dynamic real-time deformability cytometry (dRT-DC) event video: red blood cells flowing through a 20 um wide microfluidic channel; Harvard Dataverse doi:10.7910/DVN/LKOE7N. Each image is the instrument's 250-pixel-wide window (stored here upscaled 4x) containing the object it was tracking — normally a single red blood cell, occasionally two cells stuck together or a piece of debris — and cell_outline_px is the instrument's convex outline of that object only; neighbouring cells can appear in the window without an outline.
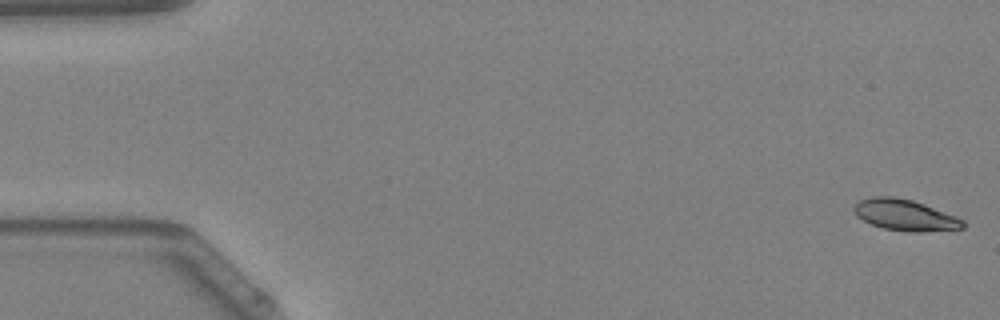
{"species": "Egyptian fruit bat (a non-hibernating species)", "species_latin": "Rousettus aegyptiacus", "temperature_condition": "warm", "stored_images_in_passage": 48, "camera_frame_rate_fps": 3000, "um_per_image_px": 0.085, "animal": {"sex": "female"}, "frame": {"image": 1, "passage_image": 1, "time_ms": 0.0, "image_size_px": [1000, 320], "cell_outline_px": [[964, 228], [956, 232], [912, 232], [884, 228], [872, 224], [856, 216], [852, 212], [852, 208], [860, 200], [872, 196], [896, 196], [912, 200], [956, 216], [964, 220]], "centroid_in_image_um": [76.99, 18.3], "position_along_channel_um": 8.0, "area_um2": 20.23}}
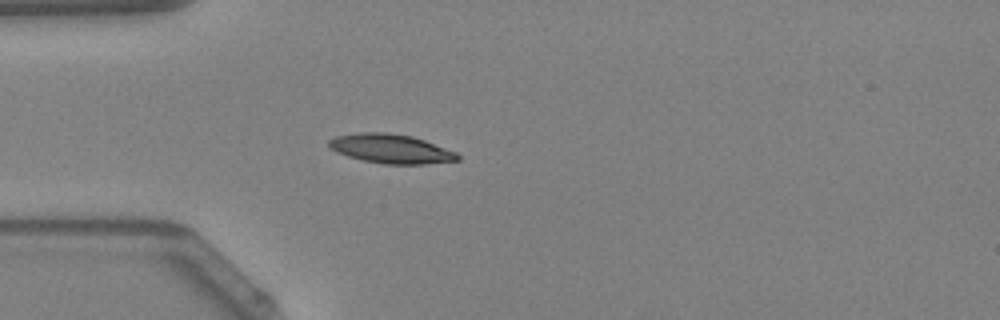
{"frame": {"image": 2, "passage_image": 14, "time_ms": 4.333, "image_size_px": [1000, 320], "cell_outline_px": [[460, 160], [424, 164], [384, 164], [364, 160], [348, 156], [336, 152], [328, 148], [328, 140], [336, 136], [360, 132], [388, 132], [412, 136], [424, 140], [456, 152], [460, 156]], "centroid_in_image_um": [33.21, 12.64], "position_along_channel_um": 51.8, "area_um2": 21.91}}
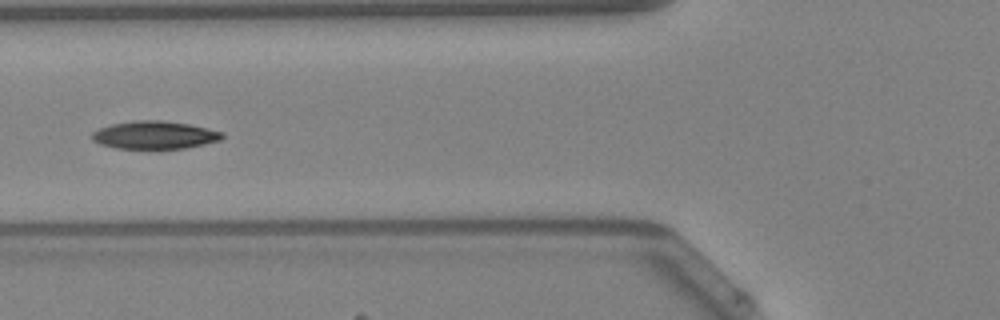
{"frame": {"image": 3, "passage_image": 19, "time_ms": 6.0, "image_size_px": [1000, 320], "cell_outline_px": [[224, 136], [220, 140], [204, 144], [184, 148], [116, 148], [100, 144], [92, 140], [92, 132], [100, 128], [112, 124], [132, 120], [160, 120], [188, 124], [224, 132]], "centroid_in_image_um": [13.13, 11.47], "position_along_channel_um": 112.7, "area_um2": 20.98}, "authors_computed_cell_mechanics": {"area_um2": 20.4323, "velocity_mm_per_s": 4.2385, "shape_relaxation_time_tau1_ms": 7.5959, "shape_relaxation_time_tau2_ms": null, "deformation_change_tau1": 0.1719, "deformation_change_tau2": null}}